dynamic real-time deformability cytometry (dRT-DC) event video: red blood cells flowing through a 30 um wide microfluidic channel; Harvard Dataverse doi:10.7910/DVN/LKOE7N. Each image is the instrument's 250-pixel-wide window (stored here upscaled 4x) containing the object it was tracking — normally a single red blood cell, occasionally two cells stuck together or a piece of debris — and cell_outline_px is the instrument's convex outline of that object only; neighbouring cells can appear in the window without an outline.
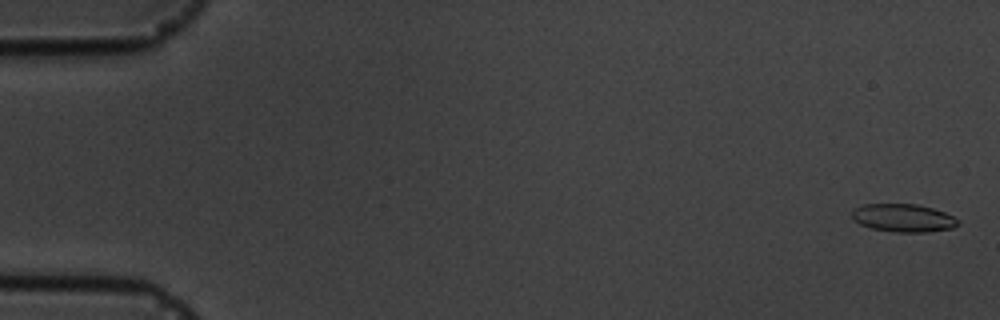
{"species": "common noctule bat (a hibernating species)", "species_latin": "Nyctalus noctula", "temperature_condition": "cold", "stored_images_in_passage": 8, "segment_of_instrument_passage": [1, 2], "camera_frame_rate_fps": 3000, "um_per_image_px": 0.085, "animal": {"sex": "male", "body_mass_g": 19.5, "forearm_length_mm": 54.6}, "frame": {"image": 1, "passage_image": 1, "time_ms": 0.0, "image_size_px": [1000, 320], "cell_outline_px": [[960, 224], [952, 228], [928, 232], [896, 232], [872, 228], [860, 224], [852, 220], [852, 212], [856, 208], [864, 204], [916, 204], [932, 208], [944, 212], [960, 220]], "centroid_in_image_um": [76.79, 18.53], "position_along_channel_um": 8.2, "area_um2": 17.28}}
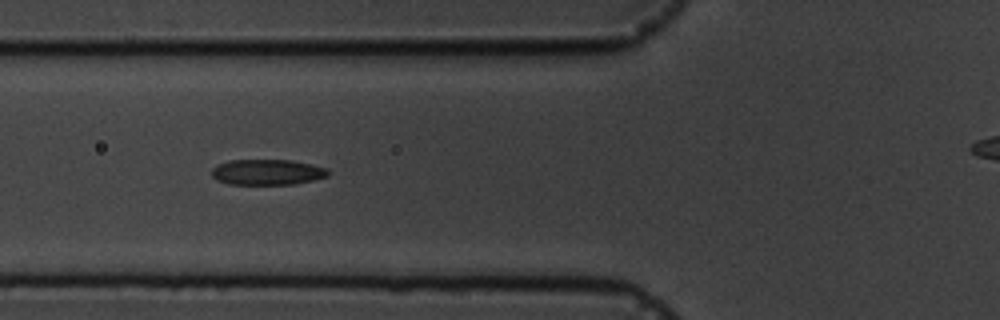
{"frame": {"image": 2, "passage_image": 6, "time_ms": 6.667, "image_size_px": [1000, 320], "cell_outline_px": [[328, 176], [312, 180], [292, 184], [228, 184], [216, 180], [212, 176], [212, 168], [216, 164], [228, 160], [288, 160], [312, 164], [328, 168]], "centroid_in_image_um": [22.68, 14.62], "position_along_channel_um": 103.1, "area_um2": 17.4}}
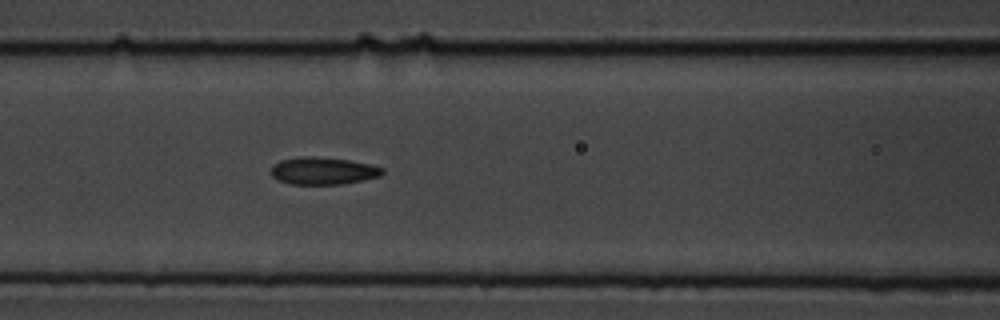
{"frame": {"image": 3, "passage_image": 7, "time_ms": 7.667, "image_size_px": [1000, 320], "cell_outline_px": [[384, 172], [380, 176], [364, 180], [340, 184], [292, 184], [280, 180], [272, 176], [272, 164], [280, 160], [304, 156], [312, 156], [352, 160], [384, 168]], "centroid_in_image_um": [27.48, 14.51], "position_along_channel_um": 139.1, "area_um2": 17.69}}